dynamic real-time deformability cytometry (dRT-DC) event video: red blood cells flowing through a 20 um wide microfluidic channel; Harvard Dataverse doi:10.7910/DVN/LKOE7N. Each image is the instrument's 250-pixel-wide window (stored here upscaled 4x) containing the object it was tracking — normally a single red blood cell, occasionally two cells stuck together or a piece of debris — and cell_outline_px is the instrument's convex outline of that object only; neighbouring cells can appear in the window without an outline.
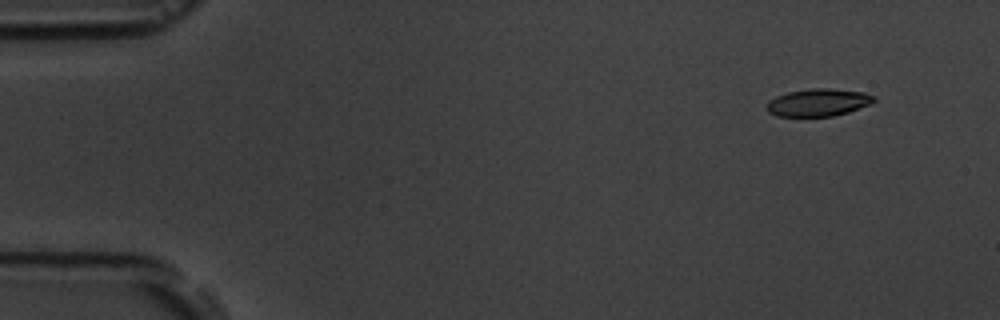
{"species": "common noctule bat (a hibernating species)", "species_latin": "Nyctalus noctula", "temperature_condition": "room temperature", "stored_images_in_passage": 6, "camera_frame_rate_fps": 3000, "um_per_image_px": 0.085, "animal": {"sex": "male", "body_mass_g": 19.5, "forearm_length_mm": 54.6}, "frame": {"image": 1, "passage_image": 1, "time_ms": 0.0, "image_size_px": [1000, 320], "cell_outline_px": [[876, 100], [872, 104], [848, 112], [832, 116], [776, 116], [768, 112], [768, 100], [776, 96], [788, 92], [812, 88], [828, 88], [864, 92], [876, 96]], "centroid_in_image_um": [69.59, 8.7], "position_along_channel_um": 15.4, "area_um2": 17.22}}
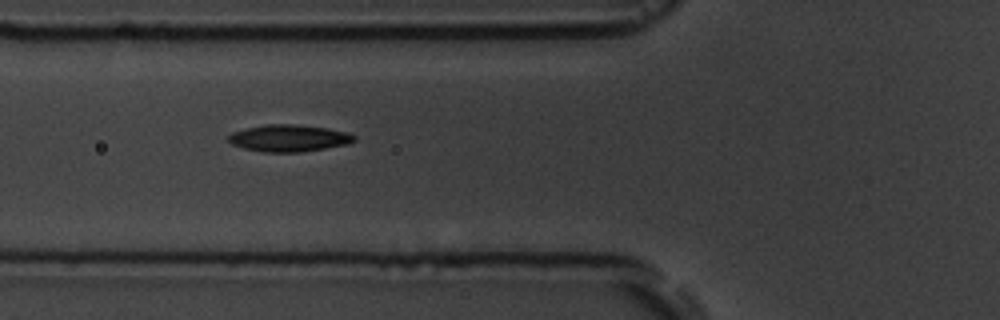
{"frame": {"image": 2, "passage_image": 5, "time_ms": 5.333, "image_size_px": [1000, 320], "cell_outline_px": [[356, 140], [348, 144], [300, 152], [264, 152], [244, 148], [232, 144], [228, 140], [228, 136], [232, 132], [264, 124], [292, 124], [328, 128], [348, 132], [356, 136]], "centroid_in_image_um": [24.58, 11.74], "position_along_channel_um": 101.2, "area_um2": 19.65}}
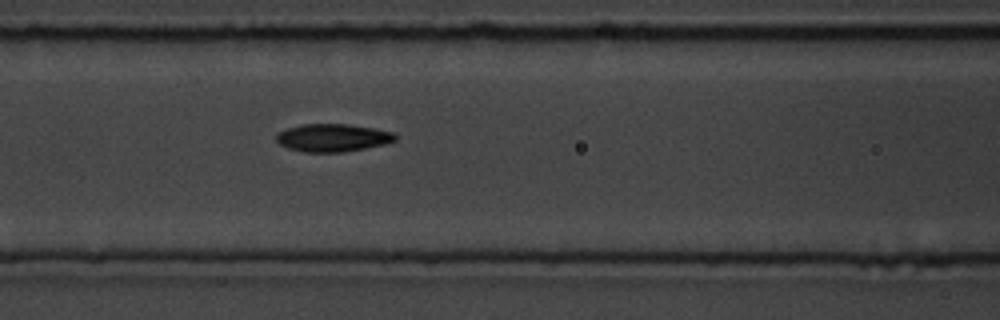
{"frame": {"image": 3, "passage_image": 6, "time_ms": 6.333, "image_size_px": [1000, 320], "cell_outline_px": [[396, 140], [384, 144], [344, 152], [304, 152], [288, 148], [280, 144], [276, 140], [276, 132], [288, 128], [304, 124], [348, 124], [372, 128], [392, 132], [396, 136]], "centroid_in_image_um": [28.24, 11.71], "position_along_channel_um": 138.4, "area_um2": 19.13}}